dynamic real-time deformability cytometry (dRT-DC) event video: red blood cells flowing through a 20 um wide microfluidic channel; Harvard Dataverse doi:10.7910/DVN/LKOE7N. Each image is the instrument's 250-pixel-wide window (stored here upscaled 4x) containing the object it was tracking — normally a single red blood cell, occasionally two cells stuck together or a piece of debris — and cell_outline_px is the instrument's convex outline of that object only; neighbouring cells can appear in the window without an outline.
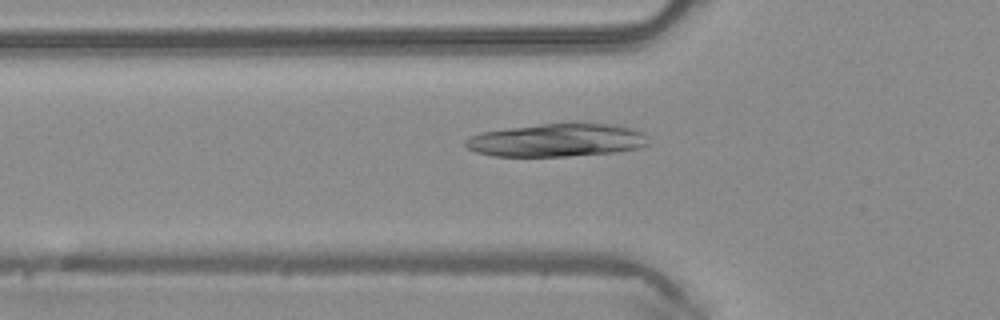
{"species": "common noctule bat (a hibernating species)", "species_latin": "Nyctalus noctula", "temperature_condition": "warm", "stored_images_in_passage": 47, "camera_frame_rate_fps": 3000, "um_per_image_px": 0.085, "animal": {"sex": "male", "body_mass_g": 20.4}, "frame": {"image": 1, "passage_image": 16, "time_ms": 5.0, "image_size_px": [1000, 320], "cell_outline_px": [[648, 144], [640, 148], [616, 152], [568, 156], [492, 156], [476, 152], [468, 148], [464, 144], [464, 140], [468, 136], [480, 132], [508, 128], [540, 124], [616, 124], [632, 128], [644, 132], [648, 136]], "centroid_in_image_um": [47.34, 11.92], "position_along_channel_um": 78.5, "area_um2": 35.37}}
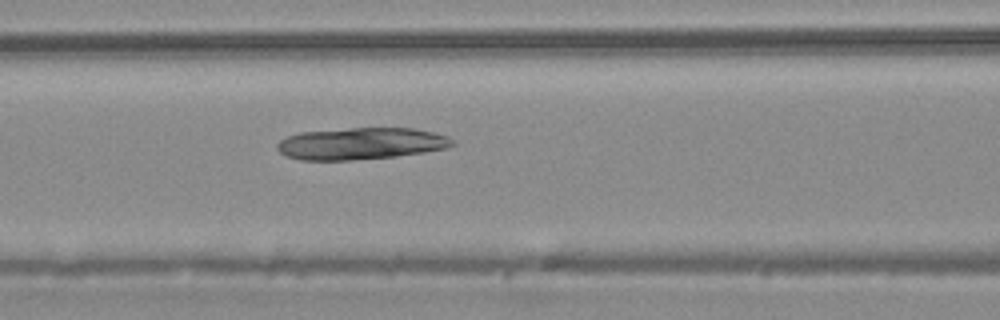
{"frame": {"image": 2, "passage_image": 20, "time_ms": 6.333, "image_size_px": [1000, 320], "cell_outline_px": [[456, 144], [448, 148], [424, 152], [396, 156], [352, 160], [300, 160], [284, 156], [276, 148], [276, 144], [280, 140], [288, 136], [300, 132], [348, 128], [412, 128], [432, 132], [448, 136]], "centroid_in_image_um": [30.66, 12.21], "position_along_channel_um": 135.9, "area_um2": 32.66}}
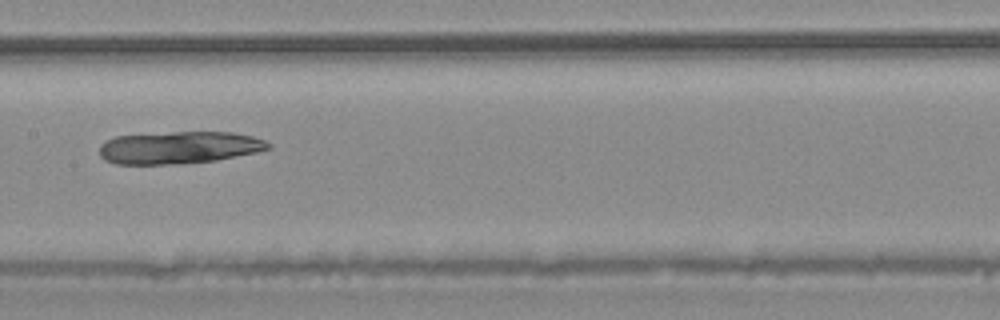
{"frame": {"image": 3, "passage_image": 24, "time_ms": 7.667, "image_size_px": [1000, 320], "cell_outline_px": [[272, 148], [256, 152], [216, 160], [172, 164], [116, 164], [104, 160], [100, 156], [100, 144], [116, 136], [172, 132], [232, 132], [252, 136], [264, 140], [272, 144]], "centroid_in_image_um": [15.22, 12.54], "position_along_channel_um": 192.2, "area_um2": 31.73}}